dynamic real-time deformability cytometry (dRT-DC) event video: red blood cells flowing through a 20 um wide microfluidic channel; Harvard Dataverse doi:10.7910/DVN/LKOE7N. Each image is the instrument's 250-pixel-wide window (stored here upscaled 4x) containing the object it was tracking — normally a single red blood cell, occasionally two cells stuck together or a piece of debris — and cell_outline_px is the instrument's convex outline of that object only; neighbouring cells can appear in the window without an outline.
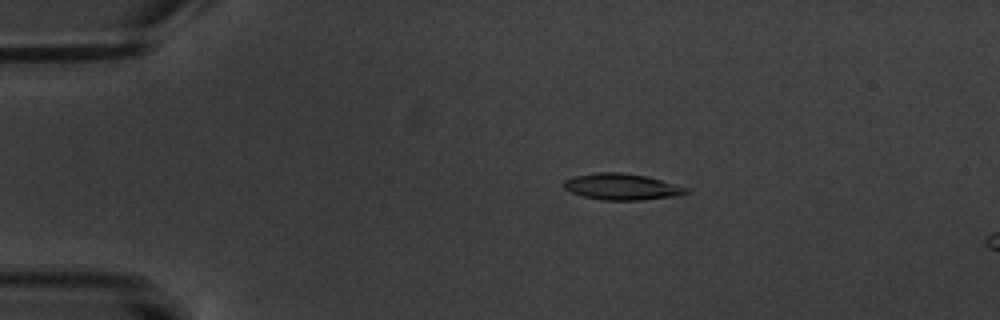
{"species": "common noctule bat (a hibernating species)", "species_latin": "Nyctalus noctula", "temperature_condition": "warm", "stored_images_in_passage": 5, "camera_frame_rate_fps": 3000, "um_per_image_px": 0.085, "animal": {"sex": "male", "body_mass_g": 20.1, "forearm_length_mm": 53.5}, "frame": {"image": 1, "passage_image": 3, "time_ms": 2.333, "image_size_px": [1000, 320], "cell_outline_px": [[688, 192], [676, 196], [640, 200], [604, 200], [584, 196], [572, 192], [564, 188], [560, 184], [564, 180], [576, 176], [596, 172], [620, 172], [648, 176], [688, 188]], "centroid_in_image_um": [52.83, 15.86], "position_along_channel_um": 32.2, "area_um2": 18.67}}